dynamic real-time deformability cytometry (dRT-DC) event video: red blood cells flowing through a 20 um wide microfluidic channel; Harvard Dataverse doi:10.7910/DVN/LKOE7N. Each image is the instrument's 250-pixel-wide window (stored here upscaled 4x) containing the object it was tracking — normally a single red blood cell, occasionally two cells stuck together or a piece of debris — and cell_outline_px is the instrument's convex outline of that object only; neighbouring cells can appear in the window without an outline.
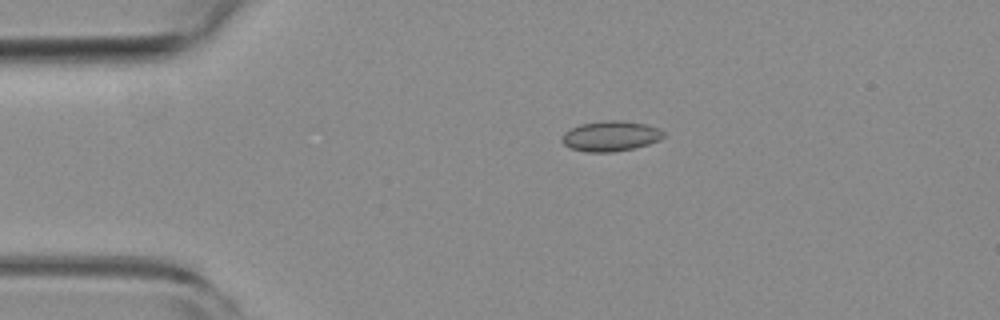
{"species": "common noctule bat (a hibernating species)", "species_latin": "Nyctalus noctula", "temperature_condition": "room temperature", "stored_images_in_passage": 43, "camera_frame_rate_fps": 3000, "um_per_image_px": 0.085, "animal": {"sex": "female", "body_mass_g": 19.3, "forearm_length_mm": 54.1}, "frame": {"image": 1, "passage_image": 1, "time_ms": 0.0, "image_size_px": [1000, 320], "cell_outline_px": [[664, 136], [660, 140], [648, 144], [632, 148], [612, 152], [588, 152], [572, 148], [564, 144], [560, 140], [560, 136], [564, 132], [580, 124], [604, 120], [620, 120], [644, 124], [656, 128], [664, 132]], "centroid_in_image_um": [51.86, 11.56], "position_along_channel_um": 33.1, "area_um2": 17.8}}
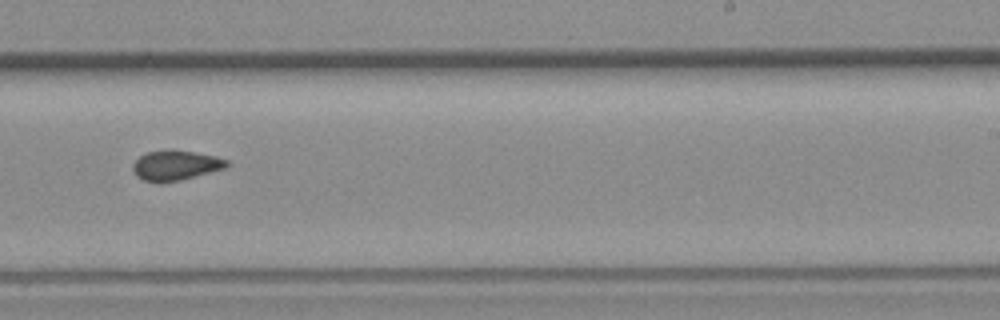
{"frame": {"image": 2, "passage_image": 23, "time_ms": 7.333, "image_size_px": [1000, 320], "cell_outline_px": [[228, 164], [224, 168], [180, 180], [160, 184], [144, 180], [136, 176], [132, 168], [132, 164], [140, 156], [148, 152], [168, 148], [172, 148], [196, 152], [216, 156], [228, 160]], "centroid_in_image_um": [14.89, 14.04], "position_along_channel_um": 274.1, "area_um2": 16.65}}
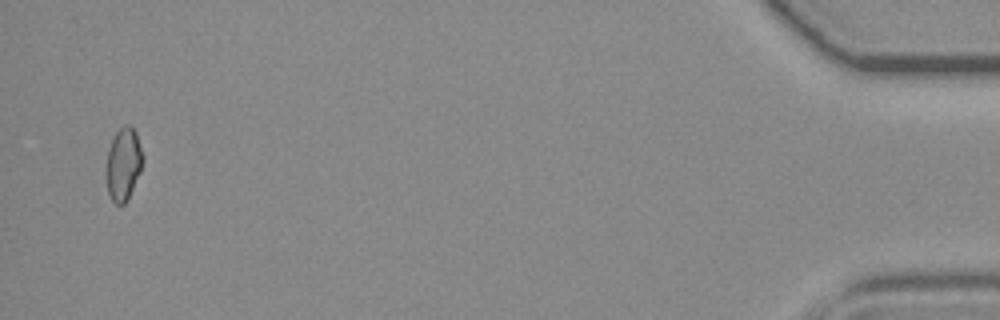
{"frame": {"image": 3, "passage_image": 42, "time_ms": 13.667, "image_size_px": [1000, 320], "cell_outline_px": [[144, 160], [140, 172], [128, 200], [124, 204], [116, 204], [112, 200], [108, 192], [104, 168], [108, 148], [116, 132], [120, 128], [128, 124], [136, 132], [144, 156]], "centroid_in_image_um": [10.47, 13.96], "position_along_channel_um": 424.7, "area_um2": 15.84}, "authors_computed_cell_mechanics": {"area_um2": 16.3574, "velocity_mm_per_s": 3.8391, "shape_relaxation_time_tau1_ms": null, "shape_relaxation_time_tau2_ms": 3.9386, "deformation_change_tau1": null, "deformation_change_tau2": 0.0669}}